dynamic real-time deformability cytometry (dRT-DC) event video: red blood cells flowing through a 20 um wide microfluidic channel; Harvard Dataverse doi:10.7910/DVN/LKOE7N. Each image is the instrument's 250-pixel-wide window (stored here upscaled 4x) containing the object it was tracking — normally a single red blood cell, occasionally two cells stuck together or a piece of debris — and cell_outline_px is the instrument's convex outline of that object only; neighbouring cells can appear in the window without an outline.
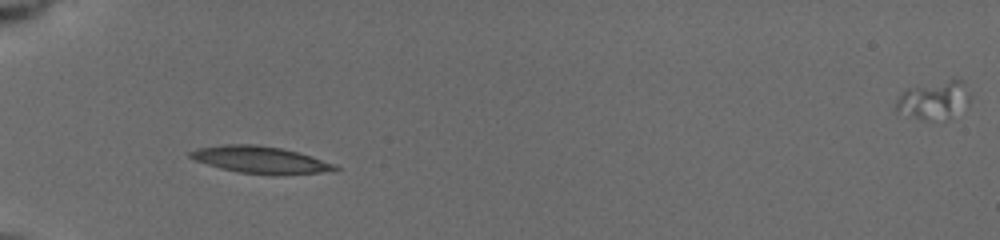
{"species": "common noctule bat (a hibernating species)", "species_latin": "Nyctalus noctula", "temperature_condition": "cold", "stored_images_in_passage": 12, "camera_frame_rate_fps": 3000, "um_per_image_px": 0.085, "animal": {"sex": "female", "body_mass_g": 19.5, "forearm_length_mm": 54.1}, "frame": {"image": 1, "passage_image": 3, "time_ms": 1.0, "image_size_px": [1000, 240], "cell_outline_px": [[340, 168], [320, 172], [276, 176], [272, 176], [236, 172], [220, 168], [196, 160], [188, 156], [188, 152], [196, 148], [224, 144], [252, 144], [280, 148], [296, 152], [336, 164]], "centroid_in_image_um": [22.08, 13.59], "position_along_channel_um": 62.9, "area_um2": 22.77}}
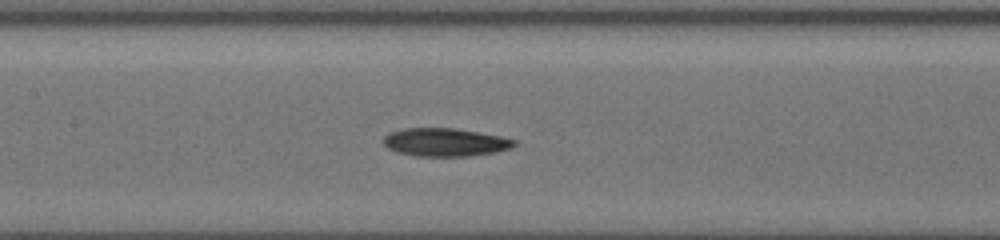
{"frame": {"image": 2, "passage_image": 9, "time_ms": 4.0, "image_size_px": [1000, 240], "cell_outline_px": [[516, 144], [512, 148], [496, 152], [468, 156], [416, 156], [396, 152], [388, 148], [380, 140], [388, 132], [404, 128], [452, 128], [500, 136], [516, 140]], "centroid_in_image_um": [37.79, 12.09], "position_along_channel_um": 169.6, "area_um2": 21.56}}
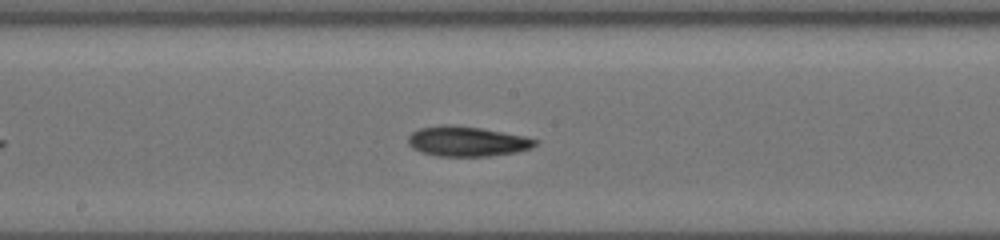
{"frame": {"image": 3, "passage_image": 11, "time_ms": 5.0, "image_size_px": [1000, 240], "cell_outline_px": [[540, 140], [532, 148], [516, 152], [492, 156], [436, 156], [420, 152], [412, 148], [408, 144], [408, 136], [412, 132], [420, 128], [444, 124], [480, 128], [524, 136]], "centroid_in_image_um": [39.69, 12.02], "position_along_channel_um": 208.5, "area_um2": 22.25}}